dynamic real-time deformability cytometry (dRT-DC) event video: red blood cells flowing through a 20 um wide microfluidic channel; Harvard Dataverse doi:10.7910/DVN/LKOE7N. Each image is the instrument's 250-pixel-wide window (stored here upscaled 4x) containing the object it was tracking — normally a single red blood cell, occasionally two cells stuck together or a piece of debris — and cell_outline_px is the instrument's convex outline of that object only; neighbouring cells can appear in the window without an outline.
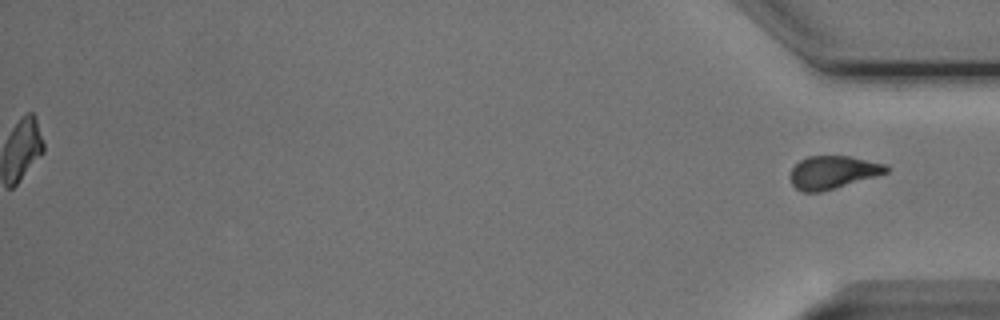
{"species": "Egyptian fruit bat (a non-hibernating species)", "species_latin": "Rousettus aegyptiacus", "temperature_condition": "cold", "stored_images_in_passage": 54, "segment_of_instrument_passage": [2, 2], "camera_frame_rate_fps": 3000, "um_per_image_px": 0.085, "animal": {"sex": "male"}, "frame": {"image": 1, "passage_image": 54, "time_ms": 17.667, "image_size_px": [1000, 320], "cell_outline_px": [[888, 172], [836, 188], [820, 192], [800, 192], [792, 184], [788, 176], [792, 168], [800, 160], [808, 156], [848, 156], [888, 164]], "centroid_in_image_um": [70.76, 14.65], "position_along_channel_um": 364.4, "area_um2": 18.5}}